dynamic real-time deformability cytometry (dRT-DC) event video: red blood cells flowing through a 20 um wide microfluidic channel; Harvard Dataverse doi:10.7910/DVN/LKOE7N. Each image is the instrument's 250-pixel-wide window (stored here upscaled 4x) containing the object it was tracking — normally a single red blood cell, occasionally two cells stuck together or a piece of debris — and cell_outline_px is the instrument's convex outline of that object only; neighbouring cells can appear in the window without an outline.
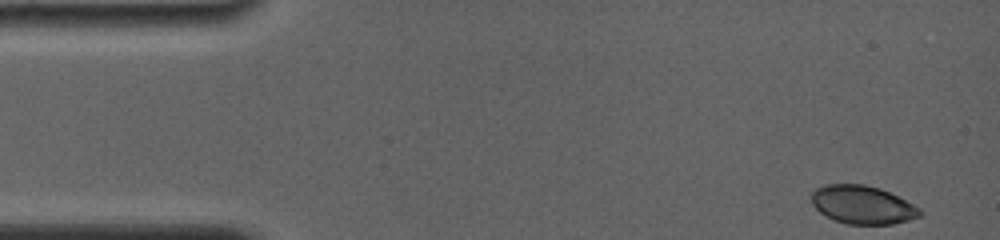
{"species": "common noctule bat (a hibernating species)", "species_latin": "Nyctalus noctula", "temperature_condition": "room temperature", "stored_images_in_passage": 35, "camera_frame_rate_fps": 4000, "um_per_image_px": 0.085, "animal": {"sex": "female", "body_mass_g": 19.0, "forearm_length_mm": 56.7}, "frame": {"image": 1, "passage_image": 1, "time_ms": 0.0, "image_size_px": [1000, 240], "cell_outline_px": [[924, 212], [920, 216], [908, 220], [892, 224], [848, 224], [836, 220], [820, 212], [812, 204], [812, 192], [816, 188], [824, 184], [864, 184], [880, 188], [920, 208]], "centroid_in_image_um": [73.31, 17.4], "position_along_channel_um": 11.7, "area_um2": 23.99}}
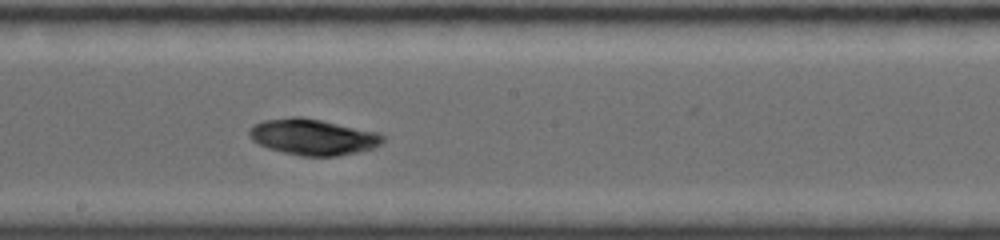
{"frame": {"image": 2, "passage_image": 20, "time_ms": 8.25, "image_size_px": [1000, 240], "cell_outline_px": [[384, 140], [376, 148], [360, 152], [336, 156], [300, 156], [268, 148], [252, 140], [248, 136], [248, 132], [256, 124], [264, 120], [292, 116], [300, 116], [380, 132], [384, 136]], "centroid_in_image_um": [26.64, 11.64], "position_along_channel_um": 221.6, "area_um2": 28.15}}
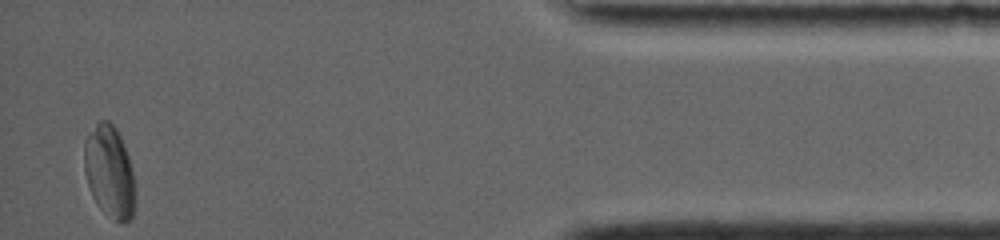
{"frame": {"image": 3, "passage_image": 35, "time_ms": 15.0, "image_size_px": [1000, 240], "cell_outline_px": [[136, 204], [132, 216], [128, 220], [116, 220], [104, 212], [96, 204], [92, 196], [88, 184], [84, 168], [84, 140], [88, 132], [100, 120], [108, 120], [116, 128], [120, 136], [128, 156], [132, 168], [136, 192]], "centroid_in_image_um": [9.31, 14.58], "position_along_channel_um": 425.9, "area_um2": 27.46}, "authors_computed_cell_mechanics": {"area_um2": 27.3972, "velocity_mm_per_s": 3.812, "shape_relaxation_time_tau1_ms": 2.9916, "shape_relaxation_time_tau2_ms": 1.5152, "deformation_change_tau1": 0.1074, "deformation_change_tau2": 0.0239}}